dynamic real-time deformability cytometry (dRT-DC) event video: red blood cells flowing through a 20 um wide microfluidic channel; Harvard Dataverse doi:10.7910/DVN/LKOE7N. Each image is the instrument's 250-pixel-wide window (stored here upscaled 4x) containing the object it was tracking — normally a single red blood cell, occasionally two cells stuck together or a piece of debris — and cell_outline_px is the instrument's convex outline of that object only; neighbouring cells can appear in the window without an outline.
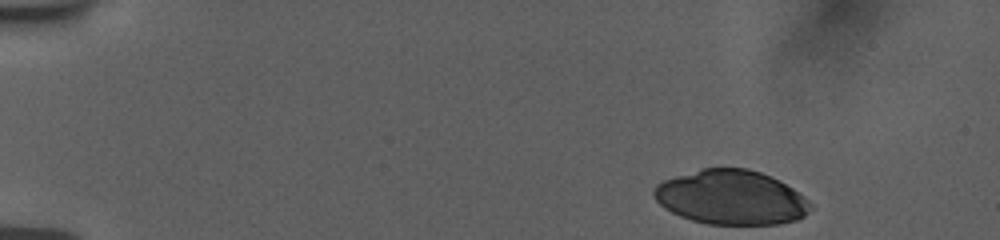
{"species": "human", "species_latin": "Homo sapiens", "temperature_condition": "room temperature", "stored_images_in_passage": 32, "camera_frame_rate_fps": 3000, "um_per_image_px": 0.085, "donor": {"sex": "female"}, "frame": {"image": 1, "passage_image": 1, "time_ms": 0.0, "image_size_px": [1000, 240], "cell_outline_px": [[812, 208], [804, 216], [796, 220], [780, 224], [708, 224], [692, 220], [680, 216], [664, 208], [656, 200], [652, 192], [652, 188], [656, 184], [664, 180], [676, 176], [704, 168], [748, 168], [760, 172], [792, 188], [804, 196], [812, 204]], "centroid_in_image_um": [62.13, 16.79], "position_along_channel_um": 22.9, "area_um2": 49.48}}
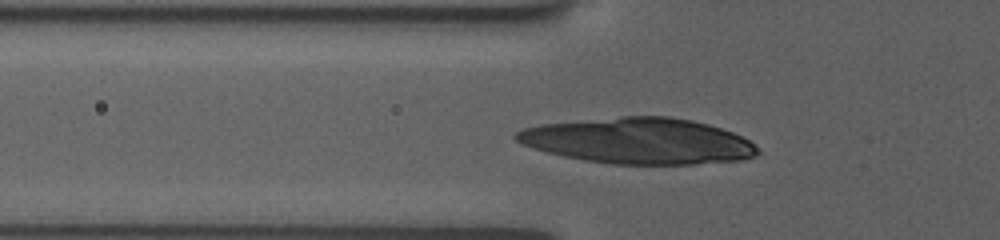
{"frame": {"image": 2, "passage_image": 19, "time_ms": 4.333, "image_size_px": [1000, 240], "cell_outline_px": [[760, 152], [756, 156], [740, 160], [696, 164], [612, 164], [584, 160], [564, 156], [548, 152], [524, 144], [516, 140], [512, 136], [516, 132], [524, 128], [540, 124], [620, 116], [668, 116], [692, 120], [708, 124], [732, 132], [748, 140]], "centroid_in_image_um": [54.28, 11.97], "position_along_channel_um": 71.5, "area_um2": 64.33}}